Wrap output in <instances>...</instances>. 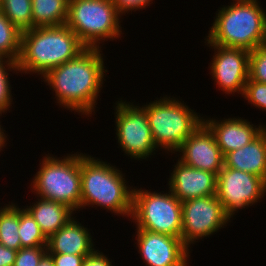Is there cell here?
I'll return each instance as SVG.
<instances>
[{"label": "cell", "mask_w": 266, "mask_h": 266, "mask_svg": "<svg viewBox=\"0 0 266 266\" xmlns=\"http://www.w3.org/2000/svg\"><path fill=\"white\" fill-rule=\"evenodd\" d=\"M100 52L99 48H86L76 58L52 68L44 76L60 105L86 115L94 111L104 71L107 72Z\"/></svg>", "instance_id": "6da1fadb"}, {"label": "cell", "mask_w": 266, "mask_h": 266, "mask_svg": "<svg viewBox=\"0 0 266 266\" xmlns=\"http://www.w3.org/2000/svg\"><path fill=\"white\" fill-rule=\"evenodd\" d=\"M86 47L66 25L32 28L22 33L19 72L43 77L54 67L76 58Z\"/></svg>", "instance_id": "7a4b0ae2"}, {"label": "cell", "mask_w": 266, "mask_h": 266, "mask_svg": "<svg viewBox=\"0 0 266 266\" xmlns=\"http://www.w3.org/2000/svg\"><path fill=\"white\" fill-rule=\"evenodd\" d=\"M235 1L218 10L207 43L248 51L266 44V14L257 0Z\"/></svg>", "instance_id": "3957f363"}, {"label": "cell", "mask_w": 266, "mask_h": 266, "mask_svg": "<svg viewBox=\"0 0 266 266\" xmlns=\"http://www.w3.org/2000/svg\"><path fill=\"white\" fill-rule=\"evenodd\" d=\"M115 168L80 153L81 208L95 204L131 216L133 189H127L123 174Z\"/></svg>", "instance_id": "277c9868"}, {"label": "cell", "mask_w": 266, "mask_h": 266, "mask_svg": "<svg viewBox=\"0 0 266 266\" xmlns=\"http://www.w3.org/2000/svg\"><path fill=\"white\" fill-rule=\"evenodd\" d=\"M145 106L142 108L146 111L156 147L163 146L169 151H177L204 120L175 98L164 97Z\"/></svg>", "instance_id": "5b68a950"}, {"label": "cell", "mask_w": 266, "mask_h": 266, "mask_svg": "<svg viewBox=\"0 0 266 266\" xmlns=\"http://www.w3.org/2000/svg\"><path fill=\"white\" fill-rule=\"evenodd\" d=\"M119 16L112 0H69L66 25L86 48H99L100 39L120 36Z\"/></svg>", "instance_id": "8992f818"}, {"label": "cell", "mask_w": 266, "mask_h": 266, "mask_svg": "<svg viewBox=\"0 0 266 266\" xmlns=\"http://www.w3.org/2000/svg\"><path fill=\"white\" fill-rule=\"evenodd\" d=\"M33 181L42 199L63 203L73 210L81 208L80 154L64 159L45 157Z\"/></svg>", "instance_id": "52a82bcc"}, {"label": "cell", "mask_w": 266, "mask_h": 266, "mask_svg": "<svg viewBox=\"0 0 266 266\" xmlns=\"http://www.w3.org/2000/svg\"><path fill=\"white\" fill-rule=\"evenodd\" d=\"M133 189L131 216L137 229L181 238L182 202L171 192Z\"/></svg>", "instance_id": "ba28073f"}, {"label": "cell", "mask_w": 266, "mask_h": 266, "mask_svg": "<svg viewBox=\"0 0 266 266\" xmlns=\"http://www.w3.org/2000/svg\"><path fill=\"white\" fill-rule=\"evenodd\" d=\"M266 193V181L249 172L223 167L217 175L216 197L231 218L235 211L258 202Z\"/></svg>", "instance_id": "9c48e42d"}, {"label": "cell", "mask_w": 266, "mask_h": 266, "mask_svg": "<svg viewBox=\"0 0 266 266\" xmlns=\"http://www.w3.org/2000/svg\"><path fill=\"white\" fill-rule=\"evenodd\" d=\"M116 114V135L123 151L131 158L144 159L151 155L157 147L146 111L121 100L117 103Z\"/></svg>", "instance_id": "30bf717a"}, {"label": "cell", "mask_w": 266, "mask_h": 266, "mask_svg": "<svg viewBox=\"0 0 266 266\" xmlns=\"http://www.w3.org/2000/svg\"><path fill=\"white\" fill-rule=\"evenodd\" d=\"M229 220L216 195L186 200L182 202L181 239L189 247L196 239L217 232Z\"/></svg>", "instance_id": "8fae6325"}, {"label": "cell", "mask_w": 266, "mask_h": 266, "mask_svg": "<svg viewBox=\"0 0 266 266\" xmlns=\"http://www.w3.org/2000/svg\"><path fill=\"white\" fill-rule=\"evenodd\" d=\"M214 50L210 67L213 79L226 93L240 92L243 95L249 78L250 51L242 48H227L209 44Z\"/></svg>", "instance_id": "7c38bea8"}, {"label": "cell", "mask_w": 266, "mask_h": 266, "mask_svg": "<svg viewBox=\"0 0 266 266\" xmlns=\"http://www.w3.org/2000/svg\"><path fill=\"white\" fill-rule=\"evenodd\" d=\"M139 253L148 266H187L188 247L181 238L137 229Z\"/></svg>", "instance_id": "4fadbf2b"}, {"label": "cell", "mask_w": 266, "mask_h": 266, "mask_svg": "<svg viewBox=\"0 0 266 266\" xmlns=\"http://www.w3.org/2000/svg\"><path fill=\"white\" fill-rule=\"evenodd\" d=\"M178 151L182 152L180 161L187 166L216 175L224 167V155L213 132L204 122L182 143Z\"/></svg>", "instance_id": "5bb4252c"}, {"label": "cell", "mask_w": 266, "mask_h": 266, "mask_svg": "<svg viewBox=\"0 0 266 266\" xmlns=\"http://www.w3.org/2000/svg\"><path fill=\"white\" fill-rule=\"evenodd\" d=\"M169 181L170 191L181 201L216 194L217 175L178 160Z\"/></svg>", "instance_id": "9a60e30c"}, {"label": "cell", "mask_w": 266, "mask_h": 266, "mask_svg": "<svg viewBox=\"0 0 266 266\" xmlns=\"http://www.w3.org/2000/svg\"><path fill=\"white\" fill-rule=\"evenodd\" d=\"M213 132L217 145L225 156L227 153L248 145L264 129L261 125L254 128L253 124L245 119L229 118L218 122L216 120H203Z\"/></svg>", "instance_id": "2e32d148"}, {"label": "cell", "mask_w": 266, "mask_h": 266, "mask_svg": "<svg viewBox=\"0 0 266 266\" xmlns=\"http://www.w3.org/2000/svg\"><path fill=\"white\" fill-rule=\"evenodd\" d=\"M71 219L47 239L48 254L89 255L94 251L92 237L84 226Z\"/></svg>", "instance_id": "e0dca14e"}, {"label": "cell", "mask_w": 266, "mask_h": 266, "mask_svg": "<svg viewBox=\"0 0 266 266\" xmlns=\"http://www.w3.org/2000/svg\"><path fill=\"white\" fill-rule=\"evenodd\" d=\"M224 167L249 172L266 181V127L248 145L227 153Z\"/></svg>", "instance_id": "ac0fdd59"}, {"label": "cell", "mask_w": 266, "mask_h": 266, "mask_svg": "<svg viewBox=\"0 0 266 266\" xmlns=\"http://www.w3.org/2000/svg\"><path fill=\"white\" fill-rule=\"evenodd\" d=\"M26 210L38 223L47 239L73 218L71 216L74 211L63 203L42 198Z\"/></svg>", "instance_id": "d6986e66"}, {"label": "cell", "mask_w": 266, "mask_h": 266, "mask_svg": "<svg viewBox=\"0 0 266 266\" xmlns=\"http://www.w3.org/2000/svg\"><path fill=\"white\" fill-rule=\"evenodd\" d=\"M33 28L64 25L69 0H31Z\"/></svg>", "instance_id": "ffe728a7"}, {"label": "cell", "mask_w": 266, "mask_h": 266, "mask_svg": "<svg viewBox=\"0 0 266 266\" xmlns=\"http://www.w3.org/2000/svg\"><path fill=\"white\" fill-rule=\"evenodd\" d=\"M19 229V207L4 206L0 210V243L7 248L18 251L21 249Z\"/></svg>", "instance_id": "44dd1931"}, {"label": "cell", "mask_w": 266, "mask_h": 266, "mask_svg": "<svg viewBox=\"0 0 266 266\" xmlns=\"http://www.w3.org/2000/svg\"><path fill=\"white\" fill-rule=\"evenodd\" d=\"M0 8L20 32L33 28L31 0H0Z\"/></svg>", "instance_id": "7402d4cb"}, {"label": "cell", "mask_w": 266, "mask_h": 266, "mask_svg": "<svg viewBox=\"0 0 266 266\" xmlns=\"http://www.w3.org/2000/svg\"><path fill=\"white\" fill-rule=\"evenodd\" d=\"M20 32L3 14L0 8V56L18 61L21 50Z\"/></svg>", "instance_id": "603a6c76"}, {"label": "cell", "mask_w": 266, "mask_h": 266, "mask_svg": "<svg viewBox=\"0 0 266 266\" xmlns=\"http://www.w3.org/2000/svg\"><path fill=\"white\" fill-rule=\"evenodd\" d=\"M19 208V229L21 247L47 246V238L38 223L26 209Z\"/></svg>", "instance_id": "cb8c5ba5"}, {"label": "cell", "mask_w": 266, "mask_h": 266, "mask_svg": "<svg viewBox=\"0 0 266 266\" xmlns=\"http://www.w3.org/2000/svg\"><path fill=\"white\" fill-rule=\"evenodd\" d=\"M249 78L251 80L266 83V44L250 51Z\"/></svg>", "instance_id": "d4e9b609"}, {"label": "cell", "mask_w": 266, "mask_h": 266, "mask_svg": "<svg viewBox=\"0 0 266 266\" xmlns=\"http://www.w3.org/2000/svg\"><path fill=\"white\" fill-rule=\"evenodd\" d=\"M4 59V61L2 60ZM4 62V63H3ZM5 63H7L8 69H13L15 71H19L17 67V62L7 59L5 60V57L0 56V113H4L7 111L9 106L11 105V91H10V83L8 81V73L5 68ZM4 64V65H3ZM6 70V71H5Z\"/></svg>", "instance_id": "484cf974"}, {"label": "cell", "mask_w": 266, "mask_h": 266, "mask_svg": "<svg viewBox=\"0 0 266 266\" xmlns=\"http://www.w3.org/2000/svg\"><path fill=\"white\" fill-rule=\"evenodd\" d=\"M242 96L249 100L248 102H251L253 106L266 110V83L248 78Z\"/></svg>", "instance_id": "4316f807"}, {"label": "cell", "mask_w": 266, "mask_h": 266, "mask_svg": "<svg viewBox=\"0 0 266 266\" xmlns=\"http://www.w3.org/2000/svg\"><path fill=\"white\" fill-rule=\"evenodd\" d=\"M46 253V246L21 248L17 251L14 266H38Z\"/></svg>", "instance_id": "83f0119b"}, {"label": "cell", "mask_w": 266, "mask_h": 266, "mask_svg": "<svg viewBox=\"0 0 266 266\" xmlns=\"http://www.w3.org/2000/svg\"><path fill=\"white\" fill-rule=\"evenodd\" d=\"M53 260L54 266H82L85 257L88 255L73 254H49Z\"/></svg>", "instance_id": "f1b7e54d"}, {"label": "cell", "mask_w": 266, "mask_h": 266, "mask_svg": "<svg viewBox=\"0 0 266 266\" xmlns=\"http://www.w3.org/2000/svg\"><path fill=\"white\" fill-rule=\"evenodd\" d=\"M152 0H112L113 4L116 7V10L123 14L127 11L132 12V10L141 9L150 4Z\"/></svg>", "instance_id": "f546056e"}, {"label": "cell", "mask_w": 266, "mask_h": 266, "mask_svg": "<svg viewBox=\"0 0 266 266\" xmlns=\"http://www.w3.org/2000/svg\"><path fill=\"white\" fill-rule=\"evenodd\" d=\"M82 266H112L110 260L97 250L85 257Z\"/></svg>", "instance_id": "4dcf8cb0"}, {"label": "cell", "mask_w": 266, "mask_h": 266, "mask_svg": "<svg viewBox=\"0 0 266 266\" xmlns=\"http://www.w3.org/2000/svg\"><path fill=\"white\" fill-rule=\"evenodd\" d=\"M17 251L0 243V266H14Z\"/></svg>", "instance_id": "1f68e13d"}, {"label": "cell", "mask_w": 266, "mask_h": 266, "mask_svg": "<svg viewBox=\"0 0 266 266\" xmlns=\"http://www.w3.org/2000/svg\"><path fill=\"white\" fill-rule=\"evenodd\" d=\"M38 266H54L51 256L46 253L40 260Z\"/></svg>", "instance_id": "d6a6232c"}, {"label": "cell", "mask_w": 266, "mask_h": 266, "mask_svg": "<svg viewBox=\"0 0 266 266\" xmlns=\"http://www.w3.org/2000/svg\"><path fill=\"white\" fill-rule=\"evenodd\" d=\"M0 114H2V113H0ZM5 139H6V136L3 132V130H1V125H0V149L5 146L4 145Z\"/></svg>", "instance_id": "836d02e7"}]
</instances>
